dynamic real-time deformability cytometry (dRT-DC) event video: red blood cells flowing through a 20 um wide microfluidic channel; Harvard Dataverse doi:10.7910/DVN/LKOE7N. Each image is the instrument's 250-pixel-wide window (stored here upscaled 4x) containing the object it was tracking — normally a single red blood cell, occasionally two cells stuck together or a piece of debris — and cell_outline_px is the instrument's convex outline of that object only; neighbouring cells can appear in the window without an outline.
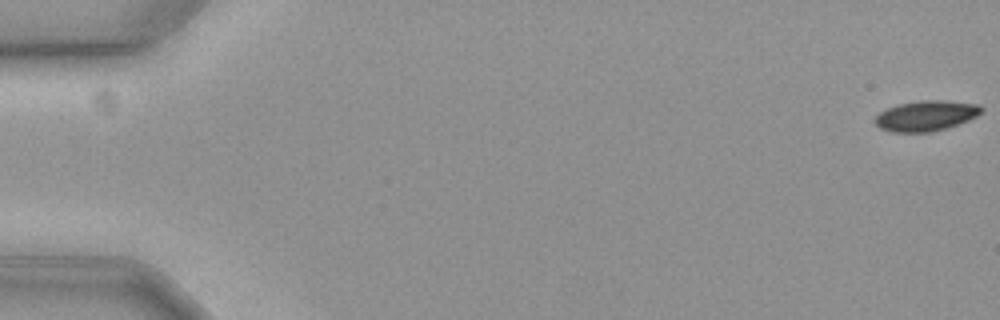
{"species": "common noctule bat (a hibernating species)", "species_latin": "Nyctalus noctula", "temperature_condition": "cold", "stored_images_in_passage": 58, "camera_frame_rate_fps": 3000, "um_per_image_px": 0.085, "animal": {"sex": "female", "body_mass_g": 19.3, "forearm_length_mm": 54.1}, "frame": {"image": 1, "passage_image": 1, "time_ms": 0.0, "image_size_px": [1000, 320], "cell_outline_px": [[984, 108], [976, 116], [968, 120], [932, 132], [892, 132], [880, 128], [872, 120], [880, 112], [888, 108], [900, 104], [924, 100], [944, 100], [980, 104]], "centroid_in_image_um": [78.7, 9.84], "position_along_channel_um": 6.3, "area_um2": 18.67}}
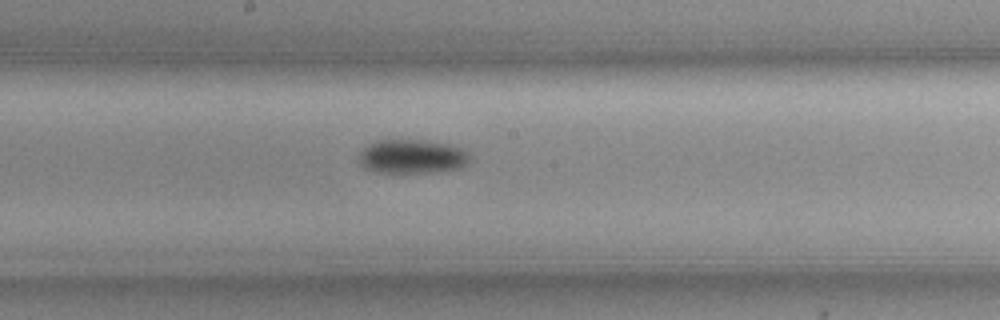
{"frame": {"image": 2, "passage_image": 33, "time_ms": 10.667, "image_size_px": [1000, 320], "cell_outline_px": [[468, 160], [460, 168], [436, 172], [380, 172], [364, 168], [360, 164], [360, 152], [364, 148], [380, 140], [420, 140], [448, 144], [460, 148], [468, 156]], "centroid_in_image_um": [35.0, 13.31], "position_along_channel_um": 213.2, "area_um2": 21.39}}
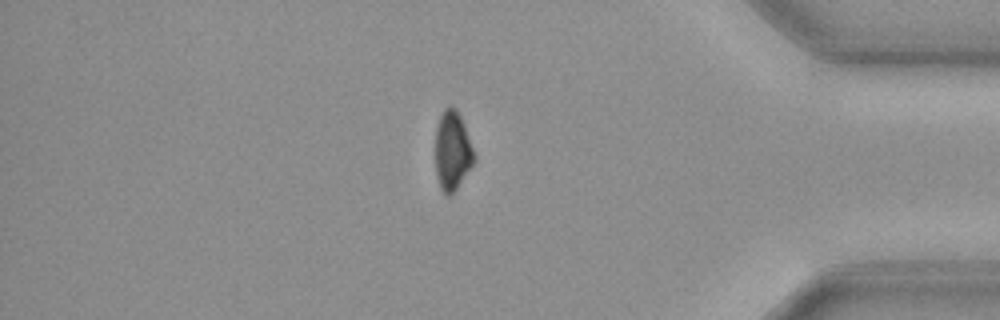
{"frame": {"image": 3, "passage_image": 51, "time_ms": 16.667, "image_size_px": [1000, 320], "cell_outline_px": [[476, 160], [456, 188], [448, 196], [440, 188], [436, 172], [436, 128], [440, 116], [444, 108], [448, 104], [456, 108], [464, 124], [476, 156]], "centroid_in_image_um": [38.46, 12.77], "position_along_channel_um": 396.7, "area_um2": 17.74}}